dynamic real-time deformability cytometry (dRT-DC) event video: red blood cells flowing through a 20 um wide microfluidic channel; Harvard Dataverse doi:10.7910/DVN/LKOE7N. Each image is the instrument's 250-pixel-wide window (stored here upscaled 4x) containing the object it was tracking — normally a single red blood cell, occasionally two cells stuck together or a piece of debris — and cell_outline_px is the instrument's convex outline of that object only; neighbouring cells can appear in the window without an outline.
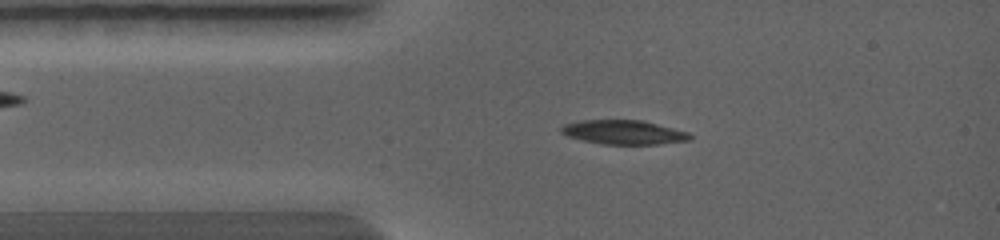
{"species": "common noctule bat (a hibernating species)", "species_latin": "Nyctalus noctula", "temperature_condition": "warm", "stored_images_in_passage": 45, "camera_frame_rate_fps": 5000, "um_per_image_px": 0.085, "animal": {"sex": "female", "body_mass_g": 19.0, "forearm_length_mm": 56.7}, "frame": {"image": 1, "passage_image": 6, "time_ms": 1.4, "image_size_px": [1000, 240], "cell_outline_px": [[692, 140], [656, 144], [600, 144], [568, 136], [560, 132], [560, 128], [564, 124], [580, 120], [644, 120], [688, 132], [692, 136]], "centroid_in_image_um": [53.02, 11.23], "position_along_channel_um": 32.0, "area_um2": 18.15}}
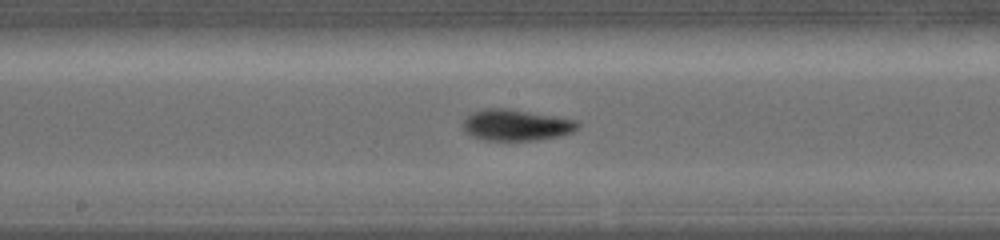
{"frame": {"image": 2, "passage_image": 20, "time_ms": 4.8, "image_size_px": [1000, 240], "cell_outline_px": [[580, 128], [572, 132], [560, 136], [540, 140], [484, 140], [472, 136], [464, 132], [460, 124], [472, 112], [484, 108], [508, 108], [576, 120], [580, 124]], "centroid_in_image_um": [43.85, 10.63], "position_along_channel_um": 204.3, "area_um2": 21.1}}
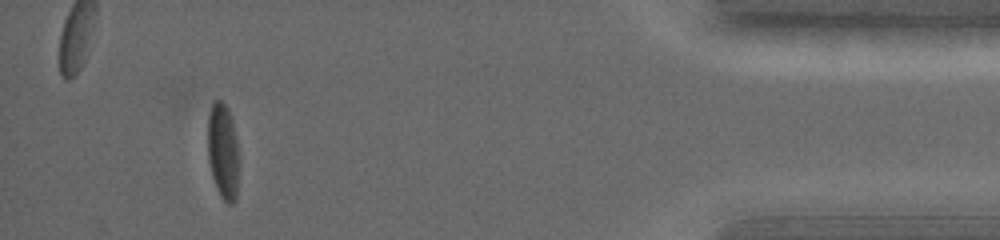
{"frame": {"image": 3, "passage_image": 40, "time_ms": 9.8, "image_size_px": [1000, 240], "cell_outline_px": [[240, 160], [236, 200], [232, 204], [228, 204], [220, 196], [212, 176], [208, 160], [208, 116], [212, 100], [220, 100], [228, 108], [232, 116]], "centroid_in_image_um": [18.98, 12.86], "position_along_channel_um": 416.2, "area_um2": 17.98}}